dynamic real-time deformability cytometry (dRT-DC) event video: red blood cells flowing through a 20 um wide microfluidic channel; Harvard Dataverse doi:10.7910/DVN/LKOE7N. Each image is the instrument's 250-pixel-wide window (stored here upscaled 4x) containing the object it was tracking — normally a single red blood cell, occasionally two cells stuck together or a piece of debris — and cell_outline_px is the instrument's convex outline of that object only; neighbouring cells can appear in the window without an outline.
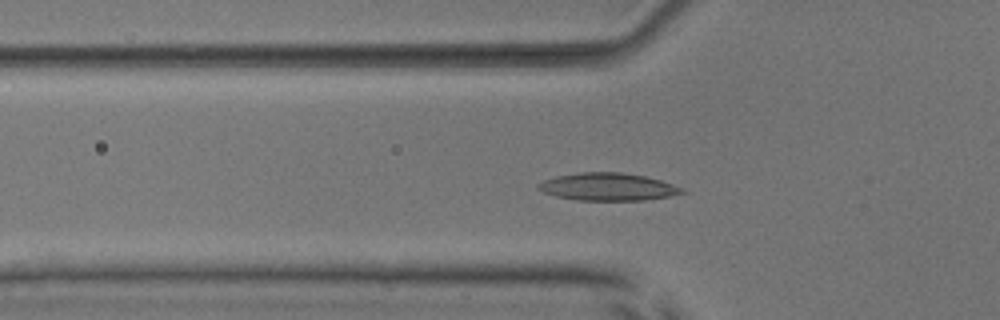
{"species": "common noctule bat (a hibernating species)", "species_latin": "Nyctalus noctula", "temperature_condition": "room temperature", "stored_images_in_passage": 50, "camera_frame_rate_fps": 3000, "um_per_image_px": 0.085, "animal": {"sex": "male", "body_mass_g": 17.9, "forearm_length_mm": 54.2}, "frame": {"image": 1, "passage_image": 16, "time_ms": 5.0, "image_size_px": [1000, 320], "cell_outline_px": [[688, 192], [672, 196], [644, 200], [576, 200], [556, 196], [544, 192], [536, 188], [544, 180], [556, 176], [580, 172], [620, 172], [644, 176], [660, 180], [684, 188]], "centroid_in_image_um": [51.71, 15.88], "position_along_channel_um": 74.1, "area_um2": 23.06}}
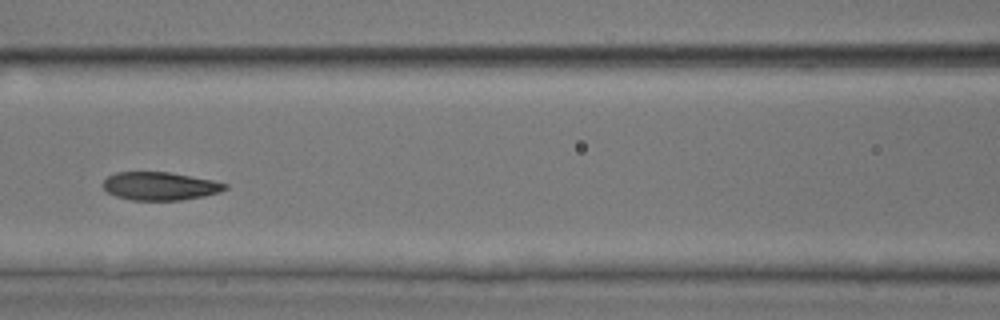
{"frame": {"image": 2, "passage_image": 22, "time_ms": 7.0, "image_size_px": [1000, 320], "cell_outline_px": [[228, 188], [220, 192], [204, 196], [180, 200], [132, 200], [116, 196], [108, 192], [104, 188], [104, 180], [108, 176], [116, 172], [168, 172], [212, 180], [228, 184]], "centroid_in_image_um": [13.61, 15.82], "position_along_channel_um": 153.0, "area_um2": 19.88}}
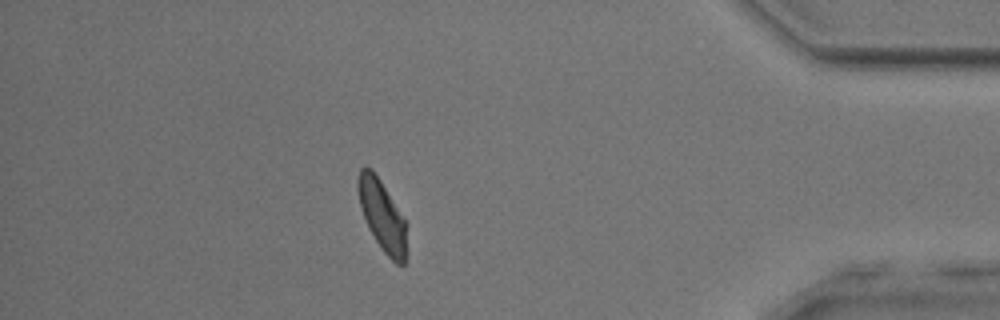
{"frame": {"image": 3, "passage_image": 44, "time_ms": 14.333, "image_size_px": [1000, 320], "cell_outline_px": [[408, 224], [404, 264], [396, 264], [380, 248], [368, 228], [360, 208], [356, 188], [356, 180], [360, 168], [372, 168], [408, 220]], "centroid_in_image_um": [32.5, 18.3], "position_along_channel_um": 402.7, "area_um2": 20.81}, "authors_computed_cell_mechanics": {"area_um2": 20.7213, "velocity_mm_per_s": 3.9536, "shape_relaxation_time_tau1_ms": 2.3107, "shape_relaxation_time_tau2_ms": 1.7593, "deformation_change_tau1": 0.0949, "deformation_change_tau2": 0.0635}}